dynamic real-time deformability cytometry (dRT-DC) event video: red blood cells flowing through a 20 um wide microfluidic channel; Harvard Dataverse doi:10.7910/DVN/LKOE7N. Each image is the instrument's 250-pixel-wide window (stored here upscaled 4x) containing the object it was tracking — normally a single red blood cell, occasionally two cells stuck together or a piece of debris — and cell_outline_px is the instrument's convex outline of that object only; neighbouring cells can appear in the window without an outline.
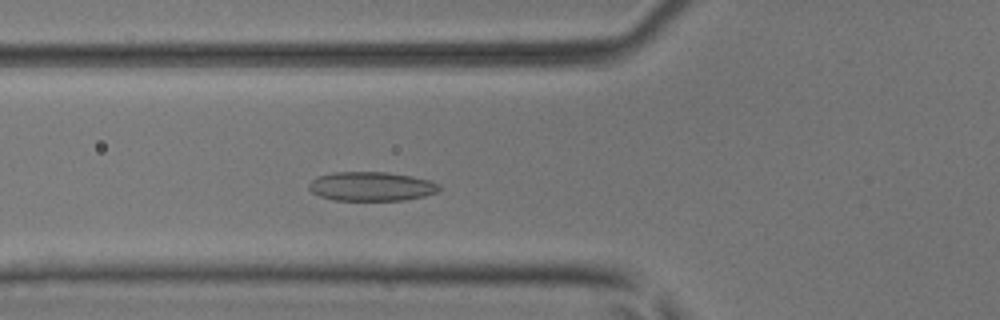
{"species": "common noctule bat (a hibernating species)", "species_latin": "Nyctalus noctula", "temperature_condition": "room temperature", "stored_images_in_passage": 38, "camera_frame_rate_fps": 3000, "um_per_image_px": 0.085, "animal": {"sex": "male", "body_mass_g": 17.9, "forearm_length_mm": 54.2}, "frame": {"image": 1, "passage_image": 8, "time_ms": 2.333, "image_size_px": [1000, 320], "cell_outline_px": [[440, 192], [424, 196], [404, 200], [336, 200], [320, 196], [312, 192], [308, 188], [308, 184], [312, 180], [320, 176], [332, 172], [388, 172], [412, 176], [428, 180], [440, 184]], "centroid_in_image_um": [31.59, 15.84], "position_along_channel_um": 94.2, "area_um2": 22.14}}
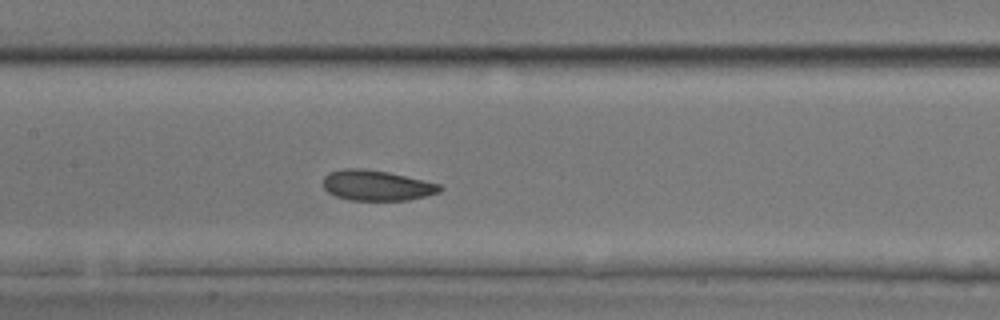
{"frame": {"image": 2, "passage_image": 14, "time_ms": 4.333, "image_size_px": [1000, 320], "cell_outline_px": [[444, 188], [440, 192], [428, 196], [408, 200], [348, 200], [336, 196], [328, 192], [324, 188], [324, 176], [328, 172], [344, 168], [364, 168], [388, 172], [440, 184]], "centroid_in_image_um": [32.02, 15.76], "position_along_channel_um": 175.4, "area_um2": 20.81}}
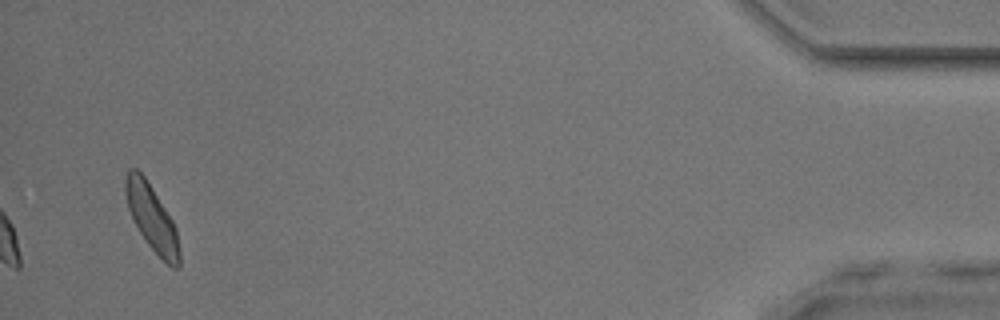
{"frame": {"image": 3, "passage_image": 38, "time_ms": 12.333, "image_size_px": [1000, 320], "cell_outline_px": [[180, 268], [172, 268], [148, 244], [140, 232], [128, 208], [124, 188], [124, 180], [128, 168], [136, 168], [144, 176], [152, 188], [172, 220], [176, 228], [180, 252]], "centroid_in_image_um": [12.9, 18.5], "position_along_channel_um": 422.3, "area_um2": 20.35}, "authors_computed_cell_mechanics": {"area_um2": 20.3456, "velocity_mm_per_s": 4.0667, "shape_relaxation_time_tau1_ms": 3.5257, "shape_relaxation_time_tau2_ms": 5.522, "deformation_change_tau1": 0.0833, "deformation_change_tau2": 0.112}}